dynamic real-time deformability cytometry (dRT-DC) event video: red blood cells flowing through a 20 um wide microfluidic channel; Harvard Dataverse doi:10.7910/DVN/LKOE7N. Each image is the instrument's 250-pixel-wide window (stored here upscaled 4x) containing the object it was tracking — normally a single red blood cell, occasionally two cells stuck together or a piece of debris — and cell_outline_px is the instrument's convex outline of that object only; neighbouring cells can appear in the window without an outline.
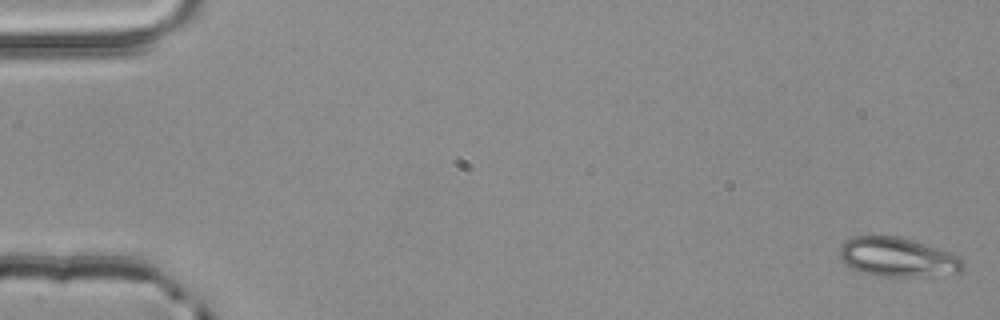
{"species": "common noctule bat (a hibernating species)", "species_latin": "Nyctalus noctula", "temperature_condition": "room temperature", "stored_images_in_passage": 5, "camera_frame_rate_fps": 3000, "um_per_image_px": 0.085, "animal": {"sex": "male", "body_mass_g": 20.4}, "frame": {"image": 1, "passage_image": 1, "time_ms": 0.0, "image_size_px": [1000, 320], "cell_outline_px": [[964, 268], [960, 272], [928, 276], [880, 276], [852, 268], [840, 260], [836, 252], [840, 244], [844, 240], [852, 236], [900, 236], [952, 252], [960, 256], [964, 260]], "centroid_in_image_um": [76.28, 21.84], "position_along_channel_um": 8.7, "area_um2": 28.61}}